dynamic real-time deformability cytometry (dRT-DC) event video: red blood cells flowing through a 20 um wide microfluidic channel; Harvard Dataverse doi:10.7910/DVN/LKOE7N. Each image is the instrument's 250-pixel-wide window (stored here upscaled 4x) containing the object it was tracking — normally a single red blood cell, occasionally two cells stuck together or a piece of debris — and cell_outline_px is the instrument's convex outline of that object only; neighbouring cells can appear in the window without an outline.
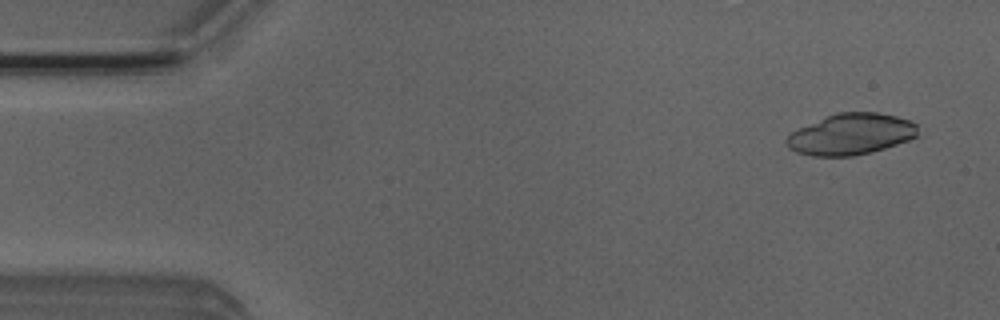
{"species": "Egyptian fruit bat (a non-hibernating species)", "species_latin": "Rousettus aegyptiacus", "temperature_condition": "room temperature", "stored_images_in_passage": 4, "camera_frame_rate_fps": 3000, "um_per_image_px": 0.085, "animal": {"sex": "male"}, "frame": {"image": 1, "passage_image": 1, "time_ms": 0.0, "image_size_px": [1000, 320], "cell_outline_px": [[916, 136], [908, 140], [872, 152], [852, 156], [812, 156], [796, 152], [788, 148], [784, 144], [784, 140], [788, 132], [836, 112], [880, 112], [896, 116], [908, 120], [916, 124]], "centroid_in_image_um": [72.25, 11.41], "position_along_channel_um": 12.8, "area_um2": 31.67}}